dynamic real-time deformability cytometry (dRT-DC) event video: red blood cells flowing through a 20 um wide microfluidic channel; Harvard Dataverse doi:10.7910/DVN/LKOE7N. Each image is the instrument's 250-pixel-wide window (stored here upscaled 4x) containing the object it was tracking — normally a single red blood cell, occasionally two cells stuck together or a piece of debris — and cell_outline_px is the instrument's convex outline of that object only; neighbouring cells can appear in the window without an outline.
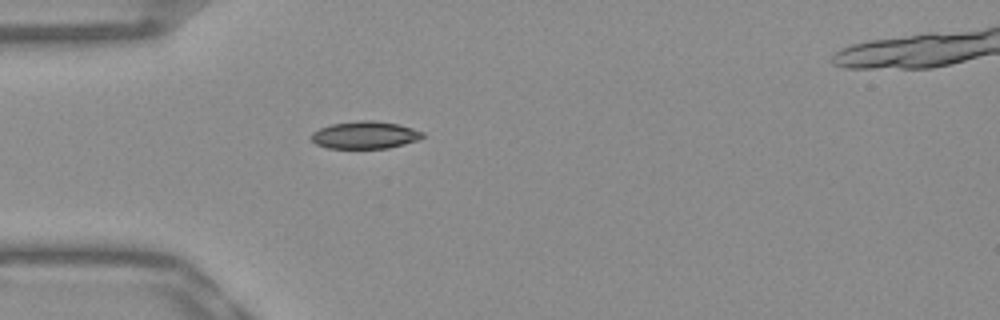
{"species": "Egyptian fruit bat (a non-hibernating species)", "species_latin": "Rousettus aegyptiacus", "temperature_condition": "warm", "stored_images_in_passage": 39, "segment_of_instrument_passage": [1, 2], "camera_frame_rate_fps": 3000, "um_per_image_px": 0.085, "frame": {"image": 1, "passage_image": 1, "time_ms": 0.0, "image_size_px": [1000, 320], "cell_outline_px": [[424, 136], [420, 140], [388, 148], [328, 148], [316, 144], [312, 140], [312, 132], [320, 128], [332, 124], [364, 120], [372, 120], [396, 124], [412, 128], [424, 132]], "centroid_in_image_um": [31.05, 11.48], "position_along_channel_um": 54.0, "area_um2": 17.63}}
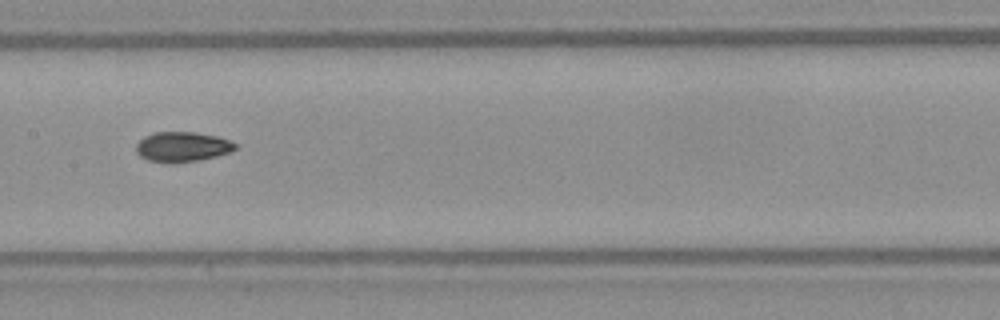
{"frame": {"image": 2, "passage_image": 12, "time_ms": 3.667, "image_size_px": [1000, 320], "cell_outline_px": [[236, 148], [228, 152], [216, 156], [196, 160], [148, 160], [140, 156], [136, 152], [136, 144], [144, 136], [156, 132], [196, 132], [216, 136], [228, 140], [236, 144]], "centroid_in_image_um": [15.48, 12.43], "position_along_channel_um": 191.9, "area_um2": 16.53}}
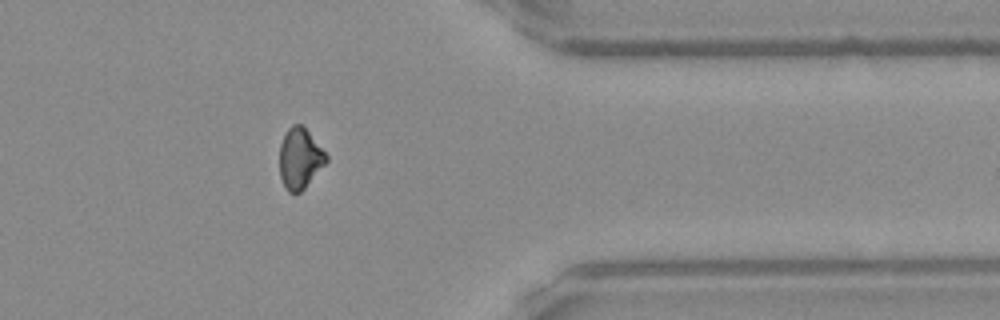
{"frame": {"image": 3, "passage_image": 28, "time_ms": 9.0, "image_size_px": [1000, 320], "cell_outline_px": [[328, 160], [304, 188], [300, 192], [288, 192], [280, 176], [280, 144], [288, 128], [292, 124], [300, 124], [308, 132], [328, 156]], "centroid_in_image_um": [25.48, 13.46], "position_along_channel_um": 385.9, "area_um2": 16.07}}